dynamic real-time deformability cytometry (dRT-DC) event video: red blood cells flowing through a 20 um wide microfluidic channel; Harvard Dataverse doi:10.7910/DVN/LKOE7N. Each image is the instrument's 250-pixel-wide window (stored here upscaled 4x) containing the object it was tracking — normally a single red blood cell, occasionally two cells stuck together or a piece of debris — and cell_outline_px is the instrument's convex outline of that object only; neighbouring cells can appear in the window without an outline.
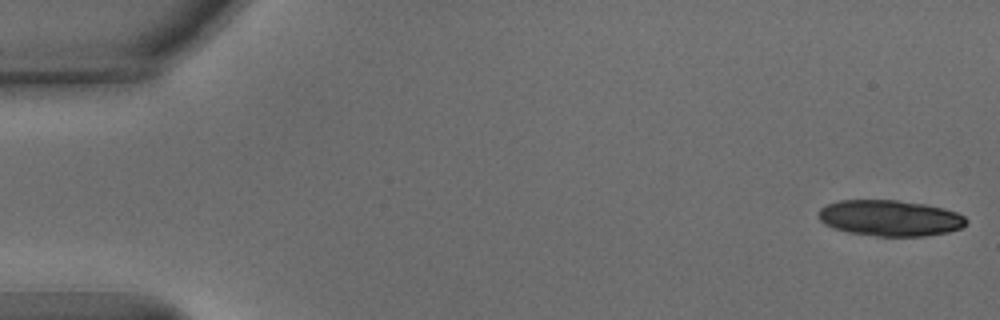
{"species": "common noctule bat (a hibernating species)", "species_latin": "Nyctalus noctula", "temperature_condition": "warm", "stored_images_in_passage": 23, "camera_frame_rate_fps": 3000, "um_per_image_px": 0.085, "animal": {"sex": "male", "body_mass_g": 15.6}, "frame": {"image": 1, "passage_image": 1, "time_ms": 0.0, "image_size_px": [1000, 320], "cell_outline_px": [[968, 224], [960, 228], [948, 232], [924, 236], [876, 236], [848, 232], [832, 228], [824, 224], [820, 220], [820, 208], [828, 204], [840, 200], [896, 200], [924, 204], [944, 208], [956, 212], [964, 216], [968, 220]], "centroid_in_image_um": [75.67, 18.54], "position_along_channel_um": 9.3, "area_um2": 30.98}}
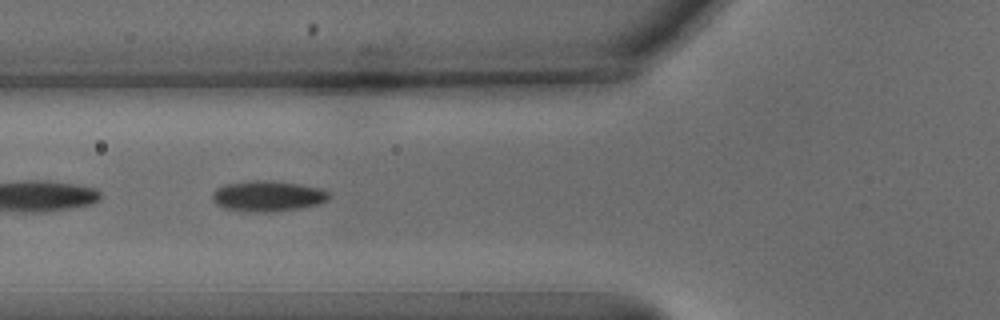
{"frame": {"image": 2, "passage_image": 20, "time_ms": 6.333, "image_size_px": [1000, 320], "cell_outline_px": [[328, 200], [316, 204], [300, 208], [264, 212], [256, 212], [224, 208], [216, 204], [212, 200], [212, 192], [216, 188], [224, 184], [252, 180], [272, 180], [300, 184], [320, 188], [328, 192]], "centroid_in_image_um": [22.71, 16.65], "position_along_channel_um": 103.1, "area_um2": 20.75}}